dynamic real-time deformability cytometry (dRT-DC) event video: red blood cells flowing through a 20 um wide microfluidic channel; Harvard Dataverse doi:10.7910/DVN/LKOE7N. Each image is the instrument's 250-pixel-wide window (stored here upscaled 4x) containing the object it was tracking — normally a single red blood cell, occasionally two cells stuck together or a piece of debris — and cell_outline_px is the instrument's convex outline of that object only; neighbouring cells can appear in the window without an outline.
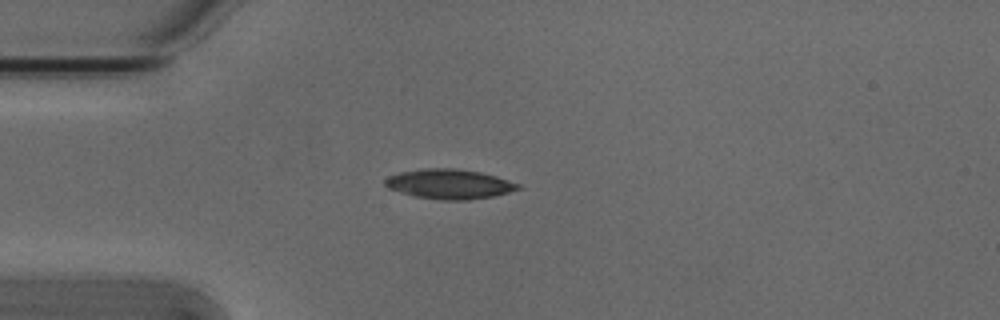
{"species": "Egyptian fruit bat (a non-hibernating species)", "species_latin": "Rousettus aegyptiacus", "temperature_condition": "cold", "stored_images_in_passage": 5, "camera_frame_rate_fps": 3000, "um_per_image_px": 0.085, "animal": {"sex": "male"}, "frame": {"image": 1, "passage_image": 4, "time_ms": 1.0, "image_size_px": [1000, 320], "cell_outline_px": [[524, 188], [492, 196], [468, 200], [440, 200], [416, 196], [388, 188], [384, 184], [384, 180], [388, 176], [400, 172], [424, 168], [456, 168], [480, 172], [496, 176], [520, 184]], "centroid_in_image_um": [38.21, 15.64], "position_along_channel_um": 46.8, "area_um2": 23.0}}